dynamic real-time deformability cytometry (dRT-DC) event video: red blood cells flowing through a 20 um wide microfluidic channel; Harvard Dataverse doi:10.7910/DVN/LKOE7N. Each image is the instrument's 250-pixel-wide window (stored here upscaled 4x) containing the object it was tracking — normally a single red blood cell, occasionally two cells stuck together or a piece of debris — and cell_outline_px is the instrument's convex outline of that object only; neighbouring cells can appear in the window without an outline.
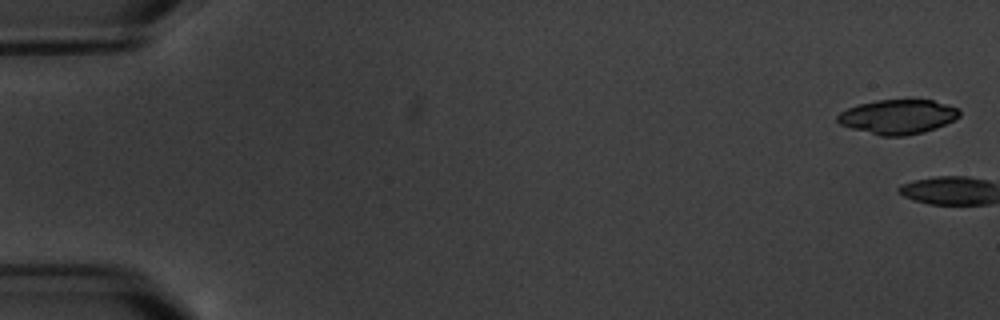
{"species": "common noctule bat (a hibernating species)", "species_latin": "Nyctalus noctula", "temperature_condition": "warm", "stored_images_in_passage": 3, "camera_frame_rate_fps": 3000, "um_per_image_px": 0.085, "animal": {"sex": "male", "body_mass_g": 20.1, "forearm_length_mm": 53.5}, "frame": {"image": 1, "passage_image": 1, "time_ms": 0.0, "image_size_px": [1000, 320], "cell_outline_px": [[960, 116], [936, 128], [924, 132], [904, 136], [880, 136], [852, 128], [840, 124], [836, 120], [836, 116], [840, 112], [848, 108], [860, 104], [876, 100], [932, 100], [948, 104], [960, 108]], "centroid_in_image_um": [76.32, 9.92], "position_along_channel_um": 8.7, "area_um2": 24.45}}